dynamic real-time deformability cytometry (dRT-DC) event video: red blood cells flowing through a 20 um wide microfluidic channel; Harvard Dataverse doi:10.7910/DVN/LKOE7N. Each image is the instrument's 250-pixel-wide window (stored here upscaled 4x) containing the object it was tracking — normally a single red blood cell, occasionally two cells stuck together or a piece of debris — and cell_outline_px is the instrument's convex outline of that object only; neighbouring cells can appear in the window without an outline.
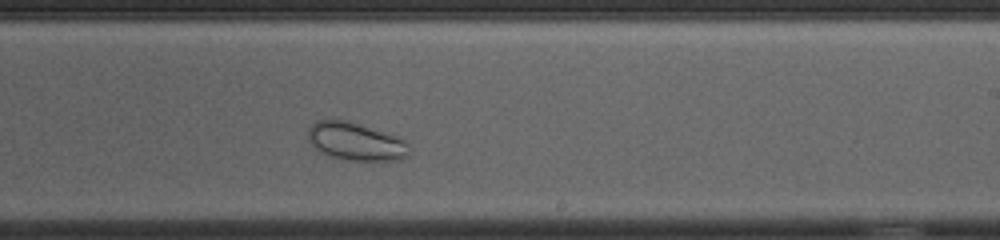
{"species": "common noctule bat (a hibernating species)", "species_latin": "Nyctalus noctula", "temperature_condition": "cold", "stored_images_in_passage": 31, "camera_frame_rate_fps": 3000, "um_per_image_px": 0.085, "animal": {"sex": "female", "body_mass_g": 23.0, "forearm_length_mm": 53.4}, "frame": {"image": 1, "passage_image": 18, "time_ms": 5.667, "image_size_px": [1000, 240], "cell_outline_px": [[408, 152], [400, 160], [352, 160], [332, 156], [320, 152], [308, 140], [308, 132], [312, 124], [316, 120], [344, 120], [400, 136], [408, 144]], "centroid_in_image_um": [30.24, 12.02], "position_along_channel_um": 258.8, "area_um2": 21.96}}
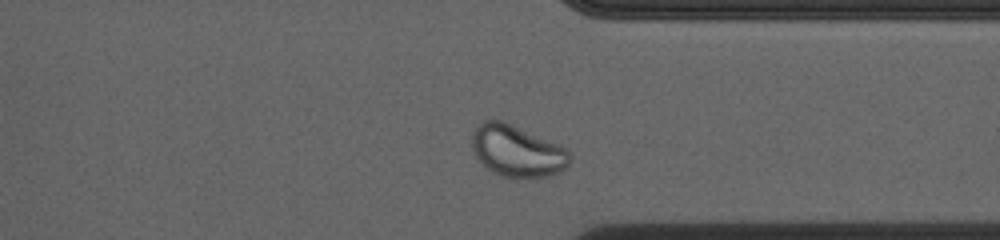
{"frame": {"image": 2, "passage_image": 27, "time_ms": 8.667, "image_size_px": [1000, 240], "cell_outline_px": [[572, 156], [568, 164], [564, 168], [548, 176], [504, 176], [492, 172], [476, 156], [472, 148], [472, 136], [476, 128], [484, 120], [500, 120], [556, 144], [564, 148]], "centroid_in_image_um": [43.92, 12.83], "position_along_channel_um": 367.5, "area_um2": 28.21}, "authors_computed_cell_mechanics": {"area_um2": 26.299, "velocity_mm_per_s": 3.6467, "shape_relaxation_time_tau1_ms": null, "shape_relaxation_time_tau2_ms": 2.4597, "deformation_change_tau1": null, "deformation_change_tau2": 0.0342}}